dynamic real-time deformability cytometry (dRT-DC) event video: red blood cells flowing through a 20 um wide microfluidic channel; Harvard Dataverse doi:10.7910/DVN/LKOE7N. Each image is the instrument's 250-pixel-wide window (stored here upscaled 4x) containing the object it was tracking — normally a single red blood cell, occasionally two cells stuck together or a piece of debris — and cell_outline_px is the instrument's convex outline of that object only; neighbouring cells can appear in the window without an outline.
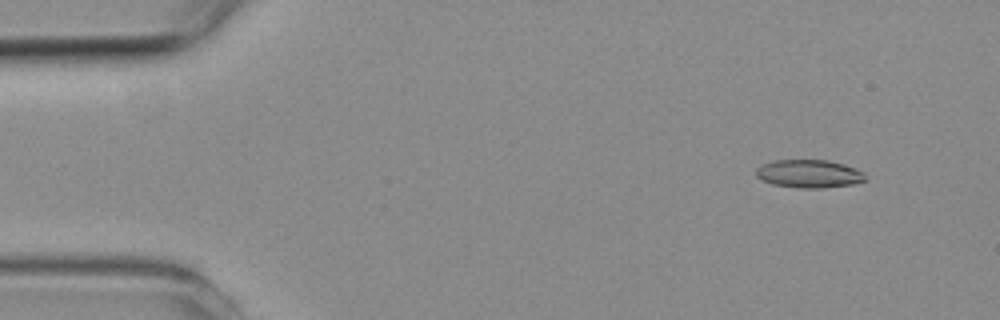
{"species": "common noctule bat (a hibernating species)", "species_latin": "Nyctalus noctula", "temperature_condition": "room temperature", "stored_images_in_passage": 5, "segment_of_instrument_passage": [1, 2], "camera_frame_rate_fps": 3000, "um_per_image_px": 0.085, "animal": {"sex": "female", "body_mass_g": 19.3, "forearm_length_mm": 54.1}, "frame": {"image": 1, "passage_image": 2, "time_ms": 1.333, "image_size_px": [1000, 320], "cell_outline_px": [[864, 180], [852, 184], [824, 188], [800, 188], [772, 184], [756, 176], [756, 168], [764, 164], [776, 160], [828, 160], [844, 164], [856, 168], [864, 172]], "centroid_in_image_um": [68.78, 14.77], "position_along_channel_um": 16.2, "area_um2": 17.74}}